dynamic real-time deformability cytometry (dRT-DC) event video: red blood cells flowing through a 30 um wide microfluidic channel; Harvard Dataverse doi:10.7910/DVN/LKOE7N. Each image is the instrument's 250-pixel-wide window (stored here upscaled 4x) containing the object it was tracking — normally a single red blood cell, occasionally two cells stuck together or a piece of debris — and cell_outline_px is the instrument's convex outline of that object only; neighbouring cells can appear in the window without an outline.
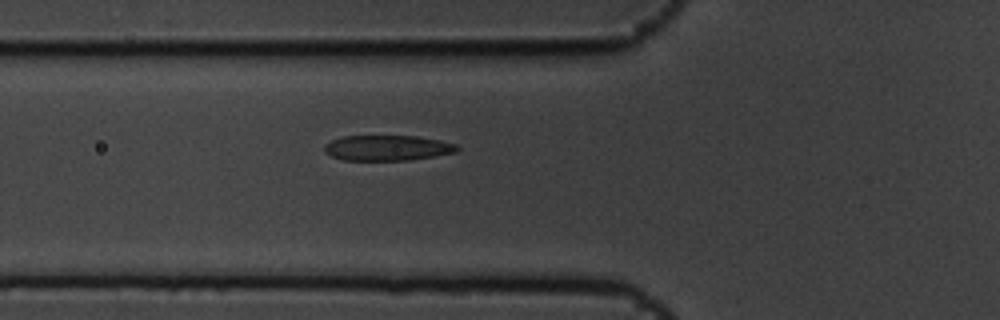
{"species": "common noctule bat (a hibernating species)", "species_latin": "Nyctalus noctula", "temperature_condition": "cold", "stored_images_in_passage": 2, "camera_frame_rate_fps": 3000, "um_per_image_px": 0.085, "animal": {"sex": "male", "body_mass_g": 19.5, "forearm_length_mm": 54.6}, "frame": {"image": 1, "passage_image": 2, "time_ms": 0.333, "image_size_px": [1000, 320], "cell_outline_px": [[460, 148], [456, 152], [408, 160], [344, 160], [332, 156], [324, 152], [324, 144], [332, 140], [344, 136], [416, 136], [440, 140], [456, 144]], "centroid_in_image_um": [32.91, 12.57], "position_along_channel_um": 92.9, "area_um2": 19.54}}